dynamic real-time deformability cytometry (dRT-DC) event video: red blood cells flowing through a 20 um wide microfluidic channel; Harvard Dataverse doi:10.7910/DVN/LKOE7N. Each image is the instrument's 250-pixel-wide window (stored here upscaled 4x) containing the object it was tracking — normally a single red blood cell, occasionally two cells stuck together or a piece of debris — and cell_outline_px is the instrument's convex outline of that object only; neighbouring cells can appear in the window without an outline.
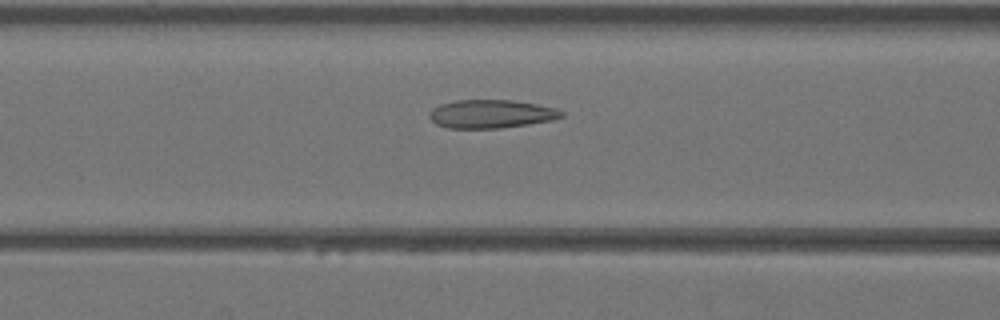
{"species": "Egyptian fruit bat (a non-hibernating species)", "species_latin": "Rousettus aegyptiacus", "temperature_condition": "warm", "stored_images_in_passage": 43, "camera_frame_rate_fps": 3000, "um_per_image_px": 0.085, "animal": {"sex": "female"}, "frame": {"image": 1, "passage_image": 17, "time_ms": 5.333, "image_size_px": [1000, 320], "cell_outline_px": [[564, 116], [552, 120], [528, 124], [500, 128], [448, 128], [436, 124], [428, 116], [428, 112], [432, 108], [440, 104], [456, 100], [512, 100], [536, 104], [556, 108], [564, 112]], "centroid_in_image_um": [41.73, 9.68], "position_along_channel_um": 124.9, "area_um2": 21.91}}
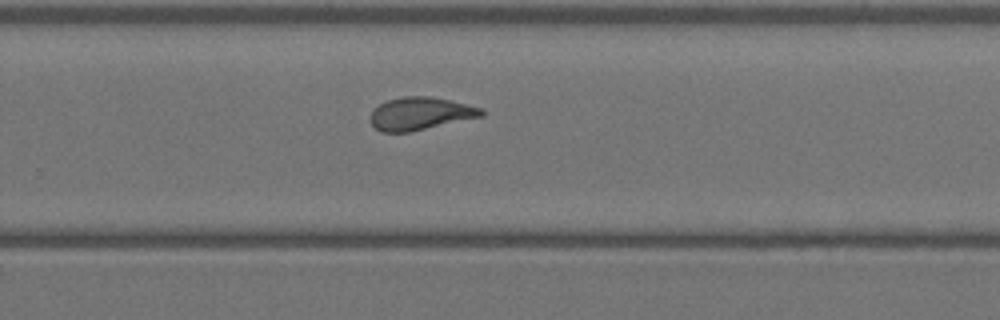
{"frame": {"image": 2, "passage_image": 28, "time_ms": 9.0, "image_size_px": [1000, 320], "cell_outline_px": [[484, 116], [408, 132], [380, 132], [372, 124], [372, 112], [380, 104], [388, 100], [404, 96], [432, 96], [452, 100], [484, 108]], "centroid_in_image_um": [35.79, 9.64], "position_along_channel_um": 294.0, "area_um2": 21.1}}
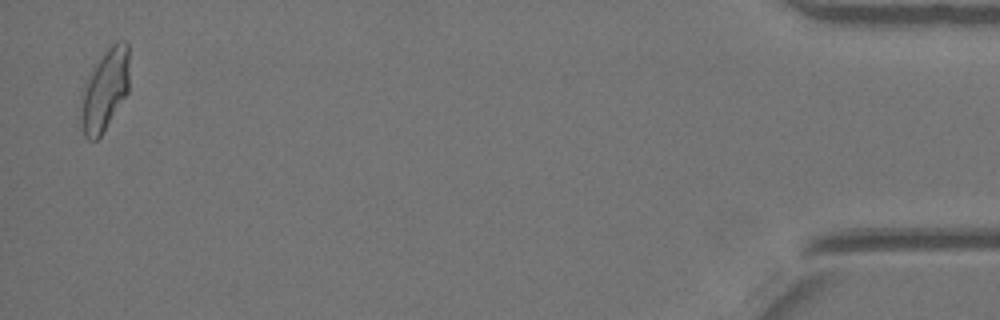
{"frame": {"image": 3, "passage_image": 42, "time_ms": 13.667, "image_size_px": [1000, 320], "cell_outline_px": [[128, 92], [100, 136], [96, 140], [88, 140], [84, 136], [80, 128], [80, 96], [84, 84], [96, 64], [104, 52], [116, 40], [128, 40]], "centroid_in_image_um": [8.88, 7.66], "position_along_channel_um": 426.3, "area_um2": 23.12}}